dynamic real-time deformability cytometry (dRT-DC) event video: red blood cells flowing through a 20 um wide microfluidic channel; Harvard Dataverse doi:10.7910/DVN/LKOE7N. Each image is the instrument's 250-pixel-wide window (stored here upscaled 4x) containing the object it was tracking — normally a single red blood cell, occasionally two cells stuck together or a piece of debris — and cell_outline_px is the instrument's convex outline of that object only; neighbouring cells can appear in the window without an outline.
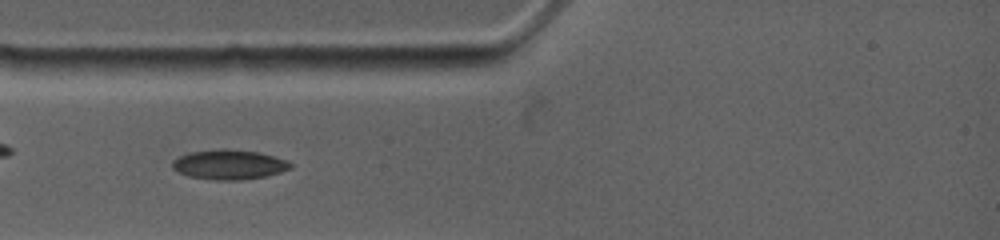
{"species": "common noctule bat (a hibernating species)", "species_latin": "Nyctalus noctula", "temperature_condition": "warm", "stored_images_in_passage": 13, "camera_frame_rate_fps": 4500, "um_per_image_px": 0.085, "animal": {"sex": "female", "body_mass_g": 19.0, "forearm_length_mm": 53.3}, "frame": {"image": 1, "passage_image": 4, "time_ms": 2.444, "image_size_px": [1000, 240], "cell_outline_px": [[292, 168], [280, 172], [264, 176], [236, 180], [216, 180], [188, 176], [172, 168], [172, 160], [188, 152], [220, 148], [228, 148], [260, 152], [276, 156], [288, 160], [292, 164]], "centroid_in_image_um": [19.48, 13.96], "position_along_channel_um": 65.5, "area_um2": 20.63}}
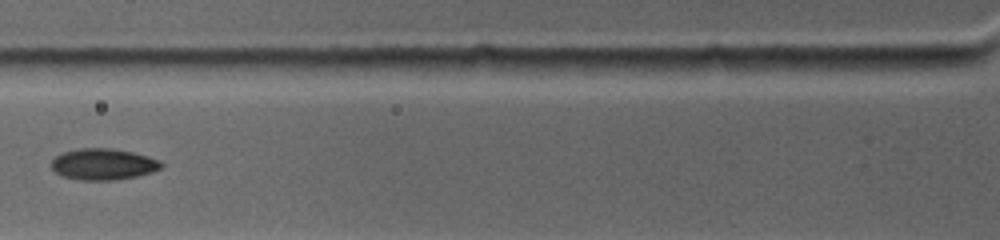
{"frame": {"image": 2, "passage_image": 6, "time_ms": 3.778, "image_size_px": [1000, 240], "cell_outline_px": [[164, 164], [160, 168], [152, 172], [136, 176], [116, 180], [80, 180], [64, 176], [56, 172], [52, 168], [52, 160], [56, 156], [64, 152], [80, 148], [108, 148], [132, 152], [148, 156], [160, 160]], "centroid_in_image_um": [8.8, 13.96], "position_along_channel_um": 117.0, "area_um2": 19.88}}
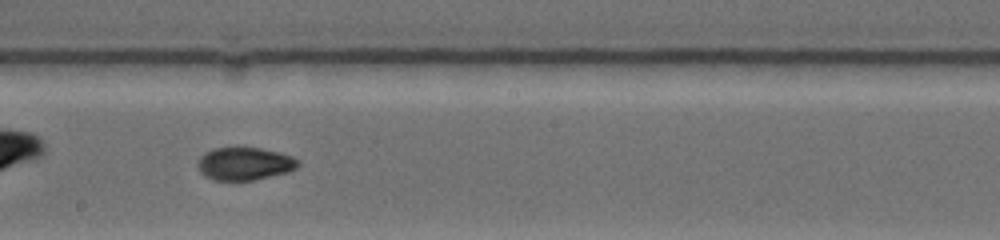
{"frame": {"image": 3, "passage_image": 10, "time_ms": 6.667, "image_size_px": [1000, 240], "cell_outline_px": [[300, 164], [296, 168], [288, 172], [256, 180], [212, 180], [204, 176], [200, 172], [196, 164], [200, 156], [204, 152], [212, 148], [260, 148], [280, 152], [292, 156], [300, 160]], "centroid_in_image_um": [20.78, 13.92], "position_along_channel_um": 227.4, "area_um2": 19.48}}